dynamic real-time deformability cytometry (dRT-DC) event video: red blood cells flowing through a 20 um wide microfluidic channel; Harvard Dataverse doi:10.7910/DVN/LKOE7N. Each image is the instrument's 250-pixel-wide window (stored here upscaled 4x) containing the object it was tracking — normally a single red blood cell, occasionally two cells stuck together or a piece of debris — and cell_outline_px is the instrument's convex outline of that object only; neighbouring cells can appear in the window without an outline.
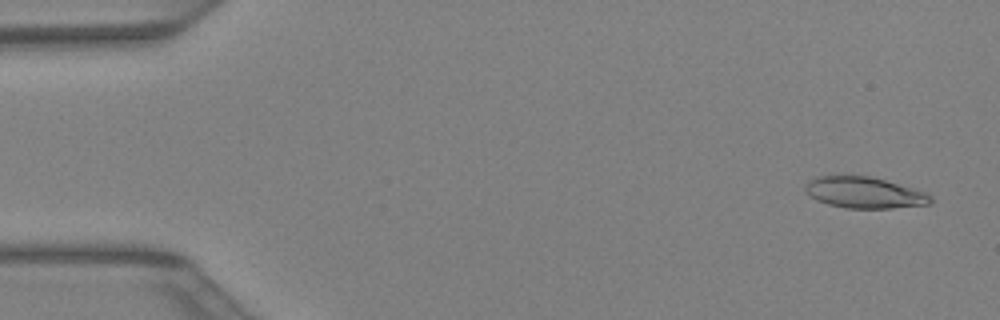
{"species": "Egyptian fruit bat (a non-hibernating species)", "species_latin": "Rousettus aegyptiacus", "temperature_condition": "warm", "stored_images_in_passage": 41, "camera_frame_rate_fps": 3000, "um_per_image_px": 0.085, "animal": {"sex": "female"}, "frame": {"image": 1, "passage_image": 2, "time_ms": 0.333, "image_size_px": [1000, 320], "cell_outline_px": [[932, 204], [892, 208], [844, 208], [828, 204], [816, 200], [808, 196], [804, 192], [804, 184], [808, 180], [816, 176], [868, 176], [884, 180], [912, 188], [924, 192], [932, 196]], "centroid_in_image_um": [73.41, 16.38], "position_along_channel_um": 11.6, "area_um2": 22.89}}
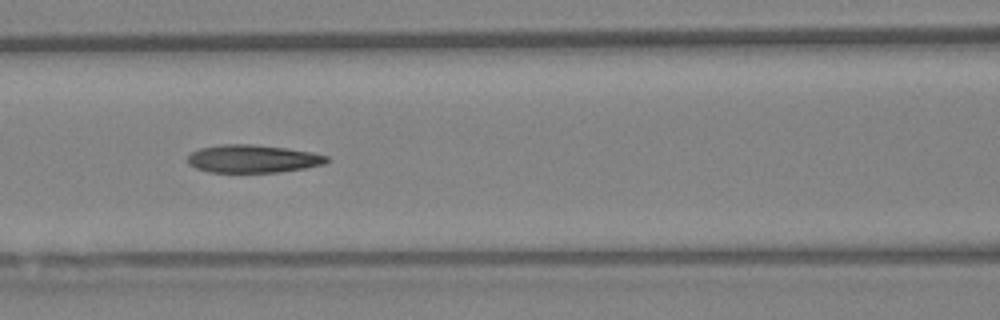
{"frame": {"image": 2, "passage_image": 18, "time_ms": 5.667, "image_size_px": [1000, 320], "cell_outline_px": [[332, 160], [324, 164], [304, 168], [280, 172], [208, 172], [196, 168], [188, 164], [188, 156], [192, 152], [200, 148], [224, 144], [248, 144], [284, 148], [312, 152], [328, 156]], "centroid_in_image_um": [21.51, 13.5], "position_along_channel_um": 145.1, "area_um2": 22.54}}
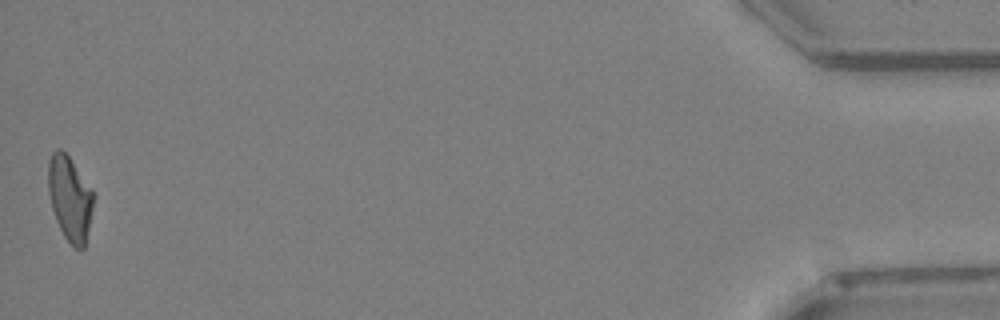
{"frame": {"image": 3, "passage_image": 41, "time_ms": 13.333, "image_size_px": [1000, 320], "cell_outline_px": [[96, 196], [84, 248], [80, 252], [72, 248], [64, 236], [56, 220], [52, 208], [48, 192], [48, 160], [52, 152], [56, 148], [60, 148], [68, 156]], "centroid_in_image_um": [5.94, 16.91], "position_along_channel_um": 429.3, "area_um2": 22.54}}